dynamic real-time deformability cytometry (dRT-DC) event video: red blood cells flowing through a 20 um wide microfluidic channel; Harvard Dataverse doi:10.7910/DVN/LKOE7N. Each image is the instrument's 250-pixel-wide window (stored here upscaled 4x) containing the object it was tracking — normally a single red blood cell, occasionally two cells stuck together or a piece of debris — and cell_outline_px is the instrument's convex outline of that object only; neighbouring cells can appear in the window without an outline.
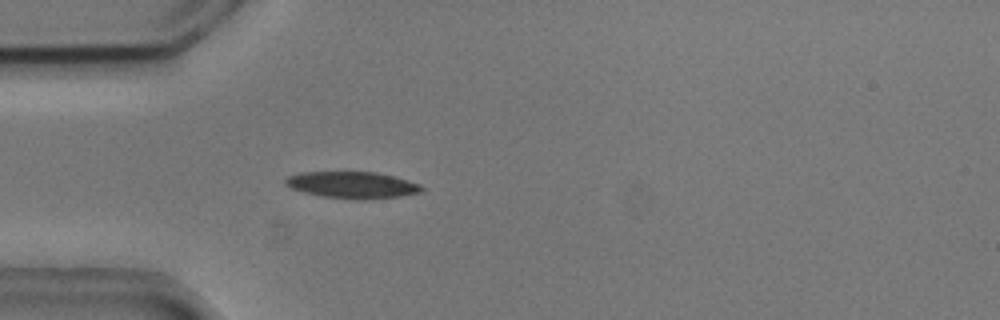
{"species": "common noctule bat (a hibernating species)", "species_latin": "Nyctalus noctula", "temperature_condition": "cold", "stored_images_in_passage": 48, "camera_frame_rate_fps": 3000, "um_per_image_px": 0.085, "animal": {"sex": "male", "body_mass_g": 20.5, "forearm_length_mm": 52.5}, "frame": {"image": 1, "passage_image": 15, "time_ms": 4.667, "image_size_px": [1000, 320], "cell_outline_px": [[424, 188], [420, 192], [400, 196], [368, 200], [360, 200], [324, 196], [304, 192], [292, 188], [284, 184], [284, 180], [288, 176], [300, 172], [376, 172], [392, 176], [420, 184]], "centroid_in_image_um": [29.93, 15.72], "position_along_channel_um": 55.1, "area_um2": 21.04}}
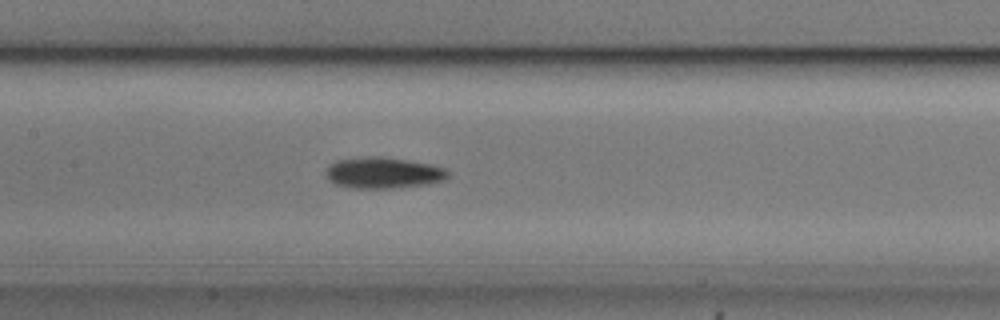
{"frame": {"image": 2, "passage_image": 25, "time_ms": 8.0, "image_size_px": [1000, 320], "cell_outline_px": [[448, 176], [444, 180], [428, 184], [392, 188], [348, 188], [336, 184], [328, 180], [324, 172], [336, 160], [372, 156], [380, 156], [432, 164], [448, 168]], "centroid_in_image_um": [32.59, 14.69], "position_along_channel_um": 174.8, "area_um2": 22.25}}
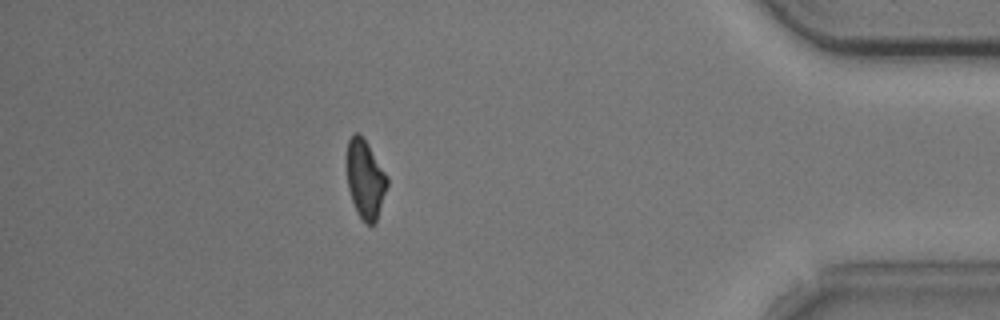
{"frame": {"image": 3, "passage_image": 47, "time_ms": 15.333, "image_size_px": [1000, 320], "cell_outline_px": [[388, 184], [376, 224], [368, 224], [356, 212], [348, 188], [344, 160], [344, 156], [348, 140], [352, 132], [356, 132], [368, 144], [388, 176]], "centroid_in_image_um": [31.01, 15.19], "position_along_channel_um": 404.2, "area_um2": 19.02}, "authors_computed_cell_mechanics": {"area_um2": 20.1144, "velocity_mm_per_s": 3.7402, "shape_relaxation_time_tau1_ms": 2.4858, "shape_relaxation_time_tau2_ms": null, "deformation_change_tau1": 0.1283, "deformation_change_tau2": null}}